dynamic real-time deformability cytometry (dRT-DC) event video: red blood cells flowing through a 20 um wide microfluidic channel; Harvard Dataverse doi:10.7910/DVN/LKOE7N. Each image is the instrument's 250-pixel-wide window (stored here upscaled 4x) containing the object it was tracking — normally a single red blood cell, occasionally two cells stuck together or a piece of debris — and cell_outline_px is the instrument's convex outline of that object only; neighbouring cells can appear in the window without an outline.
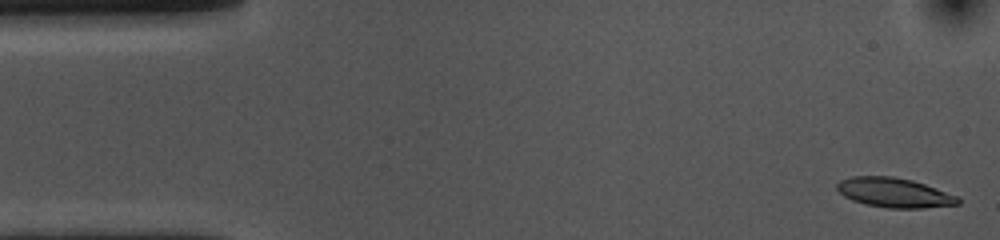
{"species": "common noctule bat (a hibernating species)", "species_latin": "Nyctalus noctula", "temperature_condition": "cold", "stored_images_in_passage": 55, "camera_frame_rate_fps": 3000, "um_per_image_px": 0.085, "animal": {"sex": "female", "body_mass_g": 10.0, "forearm_length_mm": 53.1}, "frame": {"image": 1, "passage_image": 1, "time_ms": 0.0, "image_size_px": [1000, 240], "cell_outline_px": [[960, 204], [924, 208], [888, 208], [864, 204], [852, 200], [844, 196], [836, 188], [836, 184], [840, 180], [852, 176], [892, 176], [912, 180], [960, 196]], "centroid_in_image_um": [76.02, 16.38], "position_along_channel_um": 9.0, "area_um2": 20.98}}
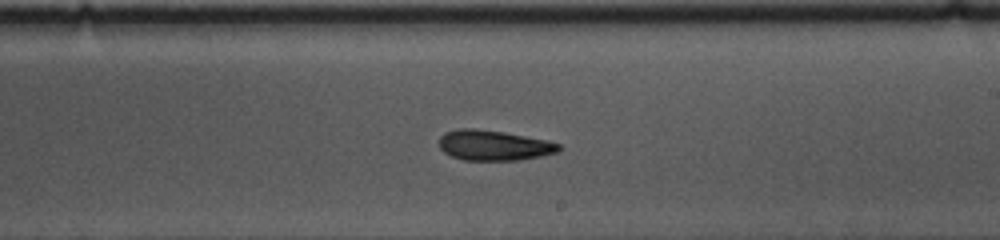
{"frame": {"image": 2, "passage_image": 30, "time_ms": 9.667, "image_size_px": [1000, 240], "cell_outline_px": [[560, 148], [556, 152], [540, 156], [520, 160], [464, 160], [452, 156], [444, 152], [440, 148], [440, 136], [444, 132], [460, 128], [472, 128], [504, 132], [548, 140], [560, 144]], "centroid_in_image_um": [41.96, 12.35], "position_along_channel_um": 247.0, "area_um2": 21.04}}
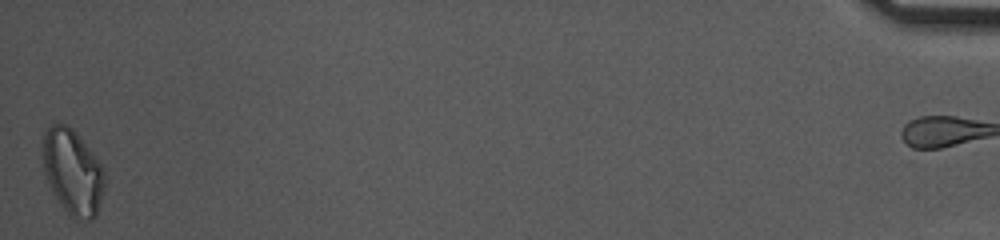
{"frame": {"image": 3, "passage_image": 54, "time_ms": 17.667, "image_size_px": [1000, 240], "cell_outline_px": [[104, 184], [96, 216], [92, 220], [76, 220], [60, 204], [52, 192], [44, 172], [44, 132], [52, 124], [64, 124], [72, 128], [92, 152], [100, 164], [104, 172]], "centroid_in_image_um": [6.18, 14.64], "position_along_channel_um": 429.0, "area_um2": 30.11}, "authors_computed_cell_mechanics": {"area_um2": 21.6172, "velocity_mm_per_s": 3.557, "shape_relaxation_time_tau1_ms": 4.2247, "shape_relaxation_time_tau2_ms": 9.4834, "deformation_change_tau1": 0.1384, "deformation_change_tau2": 0.1916}}